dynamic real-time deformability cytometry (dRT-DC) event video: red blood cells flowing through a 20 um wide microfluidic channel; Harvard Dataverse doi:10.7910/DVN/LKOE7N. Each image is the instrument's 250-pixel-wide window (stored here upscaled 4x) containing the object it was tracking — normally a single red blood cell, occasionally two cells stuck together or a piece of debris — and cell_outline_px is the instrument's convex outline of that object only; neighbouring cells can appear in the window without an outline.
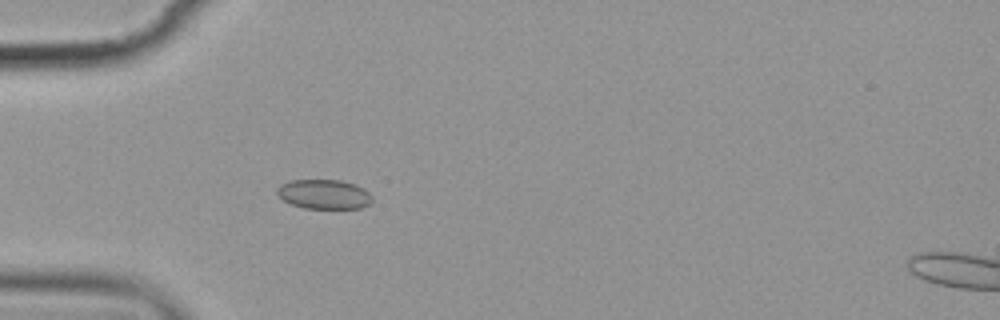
{"species": "common noctule bat (a hibernating species)", "species_latin": "Nyctalus noctula", "temperature_condition": "cold", "stored_images_in_passage": 5, "camera_frame_rate_fps": 3000, "um_per_image_px": 0.085, "animal": {"sex": "female", "body_mass_g": 19.9}, "frame": {"image": 1, "passage_image": 5, "time_ms": 5.667, "image_size_px": [1000, 320], "cell_outline_px": [[372, 200], [368, 204], [360, 208], [304, 208], [292, 204], [284, 200], [276, 192], [276, 188], [280, 184], [292, 180], [340, 180], [356, 184], [364, 188], [372, 196]], "centroid_in_image_um": [27.54, 16.5], "position_along_channel_um": 57.5, "area_um2": 16.3}}